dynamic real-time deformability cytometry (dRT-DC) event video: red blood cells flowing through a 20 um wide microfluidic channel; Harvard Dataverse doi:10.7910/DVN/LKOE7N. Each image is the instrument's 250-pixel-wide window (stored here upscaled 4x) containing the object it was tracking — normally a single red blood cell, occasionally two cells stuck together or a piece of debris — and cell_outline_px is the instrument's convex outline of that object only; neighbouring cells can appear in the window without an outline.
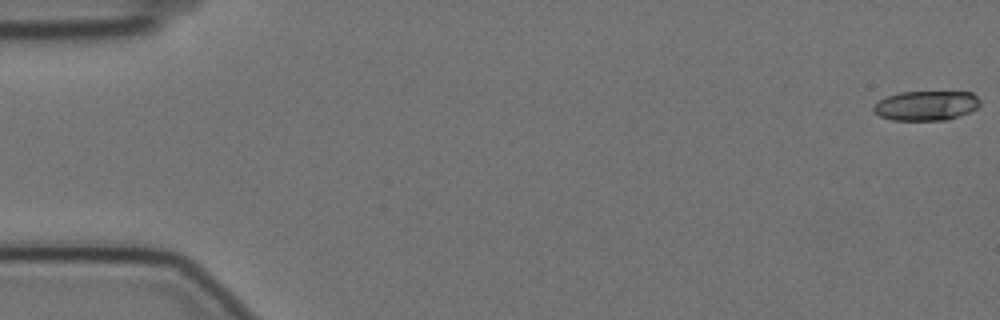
{"species": "Egyptian fruit bat (a non-hibernating species)", "species_latin": "Rousettus aegyptiacus", "temperature_condition": "cold", "stored_images_in_passage": 24, "camera_frame_rate_fps": 3000, "um_per_image_px": 0.085, "animal": {"sex": "female"}, "frame": {"image": 1, "passage_image": 1, "time_ms": 0.0, "image_size_px": [1000, 320], "cell_outline_px": [[980, 104], [976, 108], [968, 112], [948, 120], [892, 120], [880, 116], [872, 112], [872, 104], [888, 96], [900, 92], [972, 92], [980, 100]], "centroid_in_image_um": [78.68, 8.98], "position_along_channel_um": 6.3, "area_um2": 18.44}}
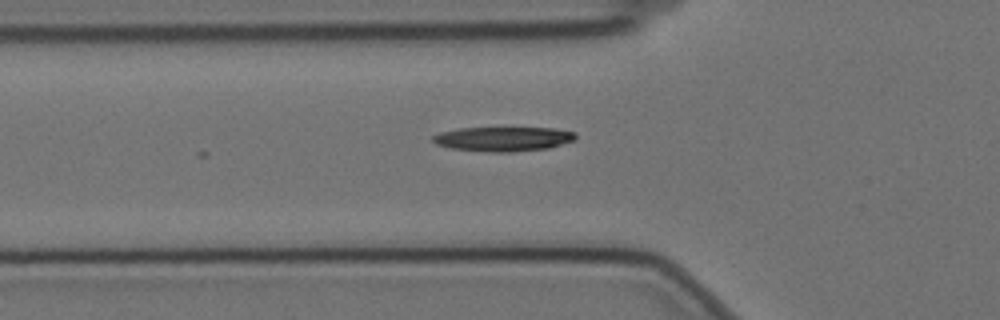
{"frame": {"image": 2, "passage_image": 20, "time_ms": 6.333, "image_size_px": [1000, 320], "cell_outline_px": [[576, 140], [548, 148], [512, 152], [488, 152], [452, 148], [436, 144], [432, 140], [432, 136], [440, 132], [460, 128], [556, 128], [576, 132]], "centroid_in_image_um": [42.8, 11.81], "position_along_channel_um": 83.0, "area_um2": 20.4}}
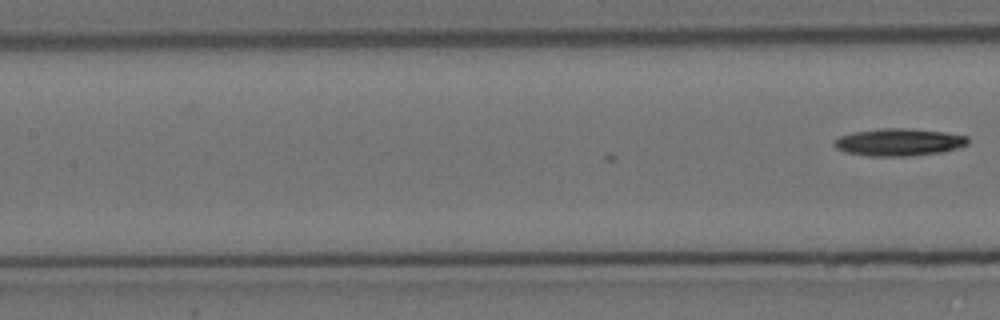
{"frame": {"image": 3, "passage_image": 24, "time_ms": 7.667, "image_size_px": [1000, 320], "cell_outline_px": [[968, 144], [960, 148], [944, 152], [912, 156], [868, 156], [844, 152], [836, 148], [832, 144], [840, 136], [852, 132], [880, 128], [908, 128], [944, 132], [968, 136]], "centroid_in_image_um": [76.42, 12.09], "position_along_channel_um": 131.0, "area_um2": 21.62}}